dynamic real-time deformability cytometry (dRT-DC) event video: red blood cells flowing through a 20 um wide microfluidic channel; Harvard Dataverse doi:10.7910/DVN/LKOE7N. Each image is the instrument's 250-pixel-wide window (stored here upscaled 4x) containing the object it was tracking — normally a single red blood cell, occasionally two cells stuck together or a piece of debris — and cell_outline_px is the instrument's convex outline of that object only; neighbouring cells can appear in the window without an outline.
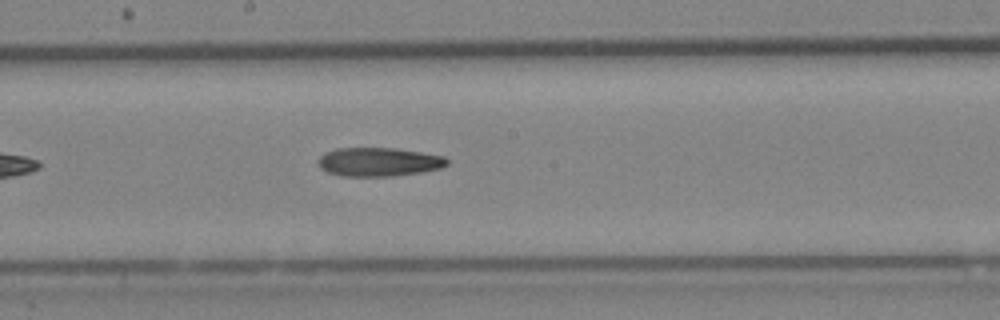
{"species": "Egyptian fruit bat (a non-hibernating species)", "species_latin": "Rousettus aegyptiacus", "temperature_condition": "cold", "stored_images_in_passage": 8, "camera_frame_rate_fps": 3000, "um_per_image_px": 0.085, "animal": {"sex": "female"}, "frame": {"image": 1, "passage_image": 8, "time_ms": 8.0, "image_size_px": [1000, 320], "cell_outline_px": [[448, 164], [440, 168], [424, 172], [392, 176], [340, 176], [328, 172], [320, 168], [320, 156], [324, 152], [336, 148], [396, 148], [444, 156], [448, 160]], "centroid_in_image_um": [32.2, 13.76], "position_along_channel_um": 216.0, "area_um2": 21.62}}